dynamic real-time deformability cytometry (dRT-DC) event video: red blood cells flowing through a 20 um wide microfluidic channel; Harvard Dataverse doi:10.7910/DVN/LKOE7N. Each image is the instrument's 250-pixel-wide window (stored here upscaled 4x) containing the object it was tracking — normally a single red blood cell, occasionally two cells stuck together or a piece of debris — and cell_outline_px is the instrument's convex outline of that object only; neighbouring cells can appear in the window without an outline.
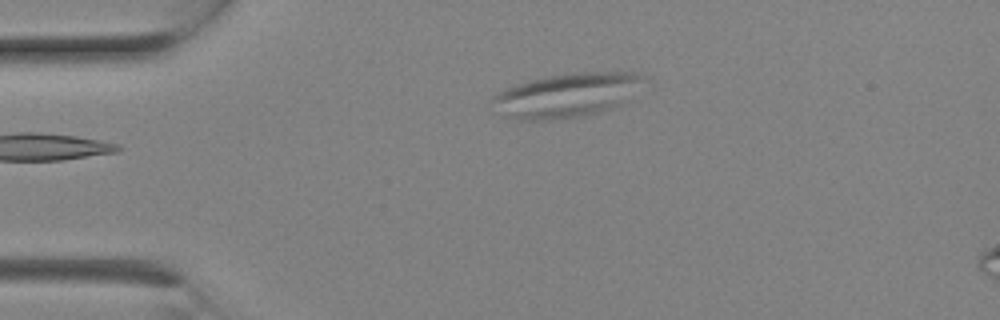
{"species": "Egyptian fruit bat (a non-hibernating species)", "species_latin": "Rousettus aegyptiacus", "temperature_condition": "room temperature", "stored_images_in_passage": 4, "camera_frame_rate_fps": 3000, "um_per_image_px": 0.085, "animal": {"sex": "female"}, "frame": {"image": 1, "passage_image": 3, "time_ms": 0.667, "image_size_px": [1000, 320], "cell_outline_px": [[644, 76], [620, 104], [584, 116], [552, 120], [516, 120], [492, 112], [488, 100], [492, 96], [504, 88], [528, 80], [548, 76], [580, 72], [640, 72]], "centroid_in_image_um": [47.94, 8.11], "position_along_channel_um": 37.1, "area_um2": 38.78}}